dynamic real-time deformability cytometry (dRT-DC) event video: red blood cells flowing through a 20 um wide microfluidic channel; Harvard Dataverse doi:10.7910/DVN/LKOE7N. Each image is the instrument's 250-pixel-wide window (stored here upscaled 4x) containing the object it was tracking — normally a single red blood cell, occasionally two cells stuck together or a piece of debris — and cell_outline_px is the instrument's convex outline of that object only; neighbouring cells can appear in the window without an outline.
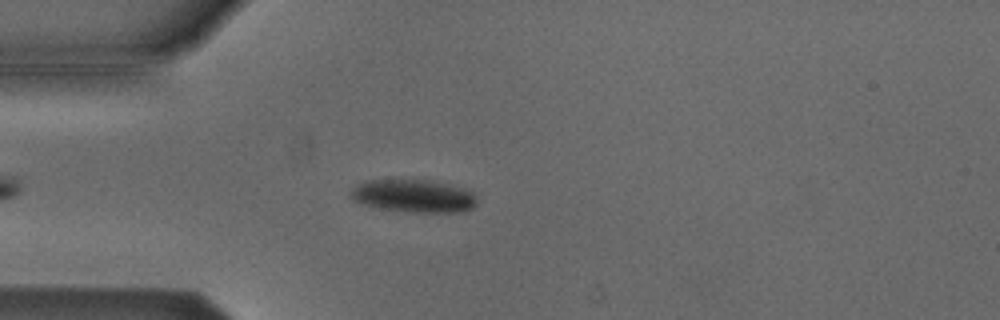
{"species": "Egyptian fruit bat (a non-hibernating species)", "species_latin": "Rousettus aegyptiacus", "temperature_condition": "cold", "stored_images_in_passage": 43, "camera_frame_rate_fps": 3000, "um_per_image_px": 0.085, "animal": {"sex": "male"}, "frame": {"image": 1, "passage_image": 7, "time_ms": 2.0, "image_size_px": [1000, 320], "cell_outline_px": [[476, 204], [472, 208], [464, 212], [408, 212], [376, 208], [352, 200], [348, 196], [352, 188], [364, 180], [432, 180], [448, 184], [472, 192], [476, 196]], "centroid_in_image_um": [35.12, 16.66], "position_along_channel_um": 49.9, "area_um2": 24.33}}
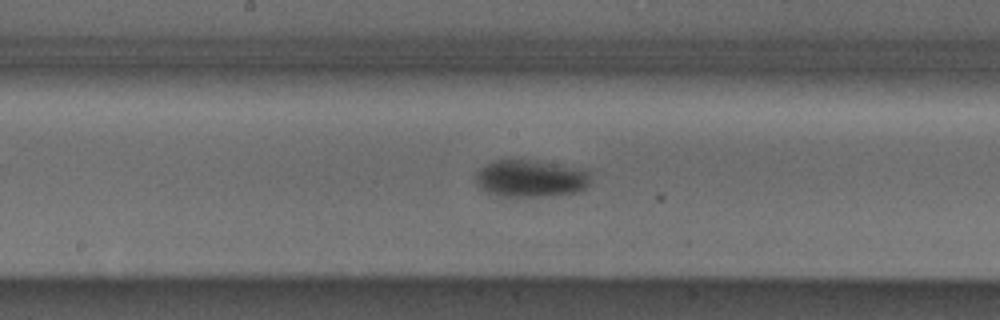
{"frame": {"image": 2, "passage_image": 20, "time_ms": 6.333, "image_size_px": [1000, 320], "cell_outline_px": [[588, 188], [580, 192], [540, 196], [496, 196], [484, 192], [476, 184], [476, 172], [484, 164], [496, 160], [528, 160], [580, 168], [588, 172]], "centroid_in_image_um": [45.05, 15.18], "position_along_channel_um": 203.2, "area_um2": 24.85}}
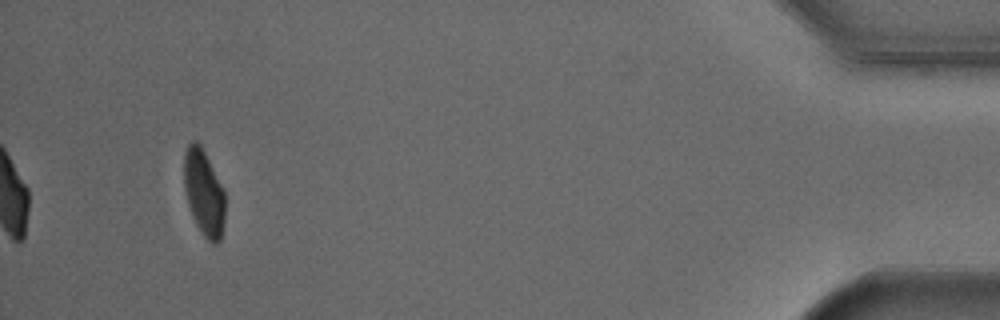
{"frame": {"image": 3, "passage_image": 43, "time_ms": 14.0, "image_size_px": [1000, 320], "cell_outline_px": [[224, 220], [220, 240], [216, 244], [212, 244], [204, 236], [196, 224], [188, 204], [184, 188], [184, 152], [188, 144], [192, 140], [196, 140], [200, 144], [224, 188]], "centroid_in_image_um": [17.32, 16.36], "position_along_channel_um": 417.9, "area_um2": 20.58}, "authors_computed_cell_mechanics": {"area_um2": 24.3338, "velocity_mm_per_s": 3.8035, "shape_relaxation_time_tau1_ms": 2.3314, "shape_relaxation_time_tau2_ms": null, "deformation_change_tau1": 0.0846, "deformation_change_tau2": null}}